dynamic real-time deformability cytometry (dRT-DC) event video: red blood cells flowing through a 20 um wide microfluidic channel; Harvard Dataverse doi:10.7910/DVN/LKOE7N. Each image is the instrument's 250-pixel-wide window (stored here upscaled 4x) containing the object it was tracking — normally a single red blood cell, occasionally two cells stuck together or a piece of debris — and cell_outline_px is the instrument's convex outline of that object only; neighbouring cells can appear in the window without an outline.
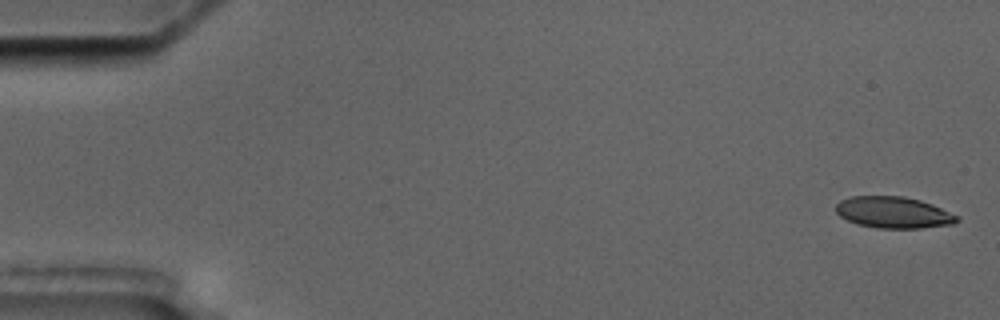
{"species": "common noctule bat (a hibernating species)", "species_latin": "Nyctalus noctula", "temperature_condition": "cold", "stored_images_in_passage": 5, "camera_frame_rate_fps": 3000, "um_per_image_px": 0.085, "animal": {"sex": "male", "body_mass_g": 17.5, "forearm_length_mm": 52.3}, "frame": {"image": 1, "passage_image": 1, "time_ms": 0.0, "image_size_px": [1000, 320], "cell_outline_px": [[960, 220], [952, 224], [920, 228], [876, 228], [856, 224], [840, 216], [836, 212], [836, 204], [840, 200], [852, 196], [904, 196], [920, 200], [932, 204], [960, 216]], "centroid_in_image_um": [75.95, 18.06], "position_along_channel_um": 9.0, "area_um2": 22.31}}
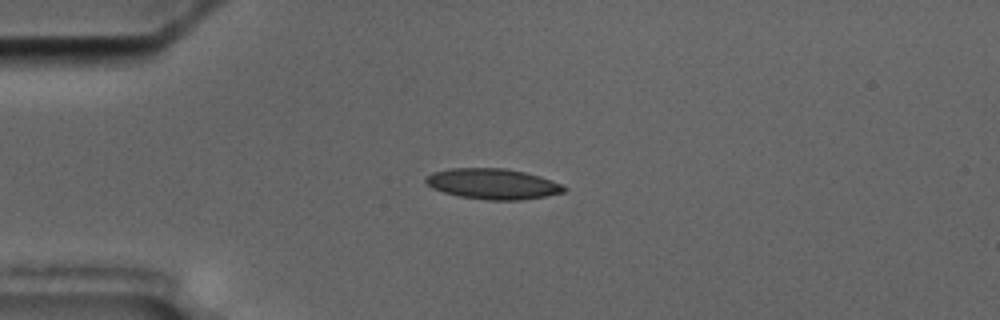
{"frame": {"image": 2, "passage_image": 4, "time_ms": 4.333, "image_size_px": [1000, 320], "cell_outline_px": [[568, 188], [564, 192], [544, 196], [520, 200], [488, 200], [460, 196], [444, 192], [432, 188], [424, 180], [424, 176], [432, 172], [452, 168], [504, 168], [524, 172], [540, 176], [560, 184]], "centroid_in_image_um": [41.86, 15.62], "position_along_channel_um": 43.1, "area_um2": 24.51}}
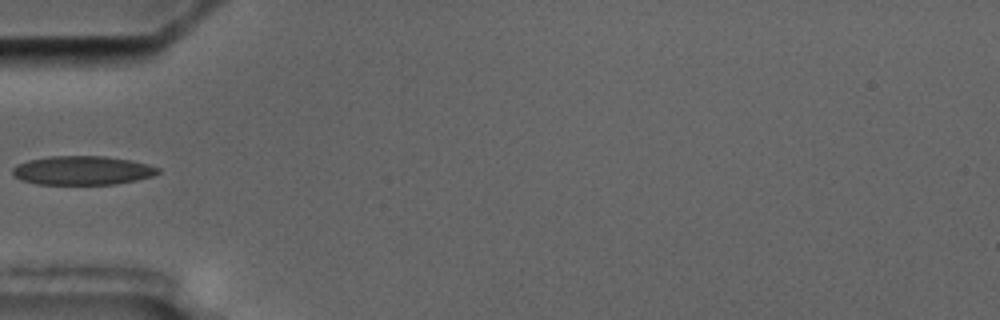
{"frame": {"image": 3, "passage_image": 5, "time_ms": 6.0, "image_size_px": [1000, 320], "cell_outline_px": [[160, 172], [152, 176], [136, 180], [116, 184], [36, 184], [20, 180], [12, 172], [12, 168], [16, 164], [28, 160], [48, 156], [104, 156], [128, 160], [148, 164], [160, 168]], "centroid_in_image_um": [6.98, 14.48], "position_along_channel_um": 78.0, "area_um2": 24.51}}